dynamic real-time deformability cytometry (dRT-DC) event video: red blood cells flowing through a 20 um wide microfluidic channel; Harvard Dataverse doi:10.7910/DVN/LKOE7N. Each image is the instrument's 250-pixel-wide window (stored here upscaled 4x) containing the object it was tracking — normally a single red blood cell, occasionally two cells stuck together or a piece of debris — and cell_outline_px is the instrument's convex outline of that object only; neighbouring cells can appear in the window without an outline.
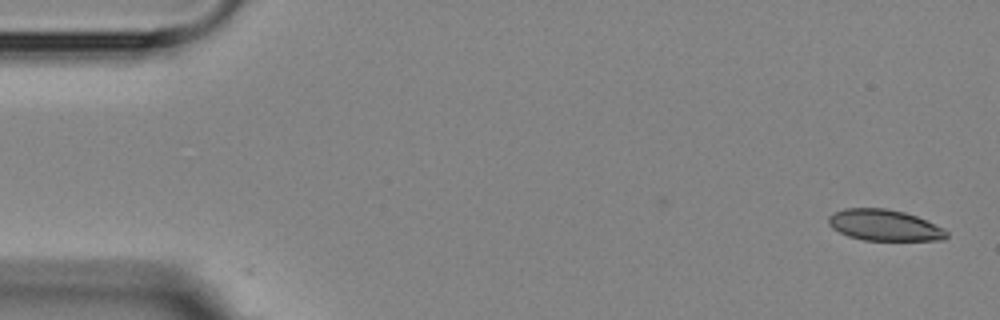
{"species": "Egyptian fruit bat (a non-hibernating species)", "species_latin": "Rousettus aegyptiacus", "temperature_condition": "room temperature", "stored_images_in_passage": 3, "camera_frame_rate_fps": 3000, "um_per_image_px": 0.085, "animal": {"sex": "female"}, "frame": {"image": 1, "passage_image": 1, "time_ms": 0.0, "image_size_px": [1000, 320], "cell_outline_px": [[948, 236], [944, 240], [864, 240], [848, 236], [832, 228], [828, 224], [828, 216], [832, 212], [844, 208], [884, 208], [904, 212], [916, 216], [944, 228], [948, 232]], "centroid_in_image_um": [75.15, 19.14], "position_along_channel_um": 9.8, "area_um2": 21.5}}